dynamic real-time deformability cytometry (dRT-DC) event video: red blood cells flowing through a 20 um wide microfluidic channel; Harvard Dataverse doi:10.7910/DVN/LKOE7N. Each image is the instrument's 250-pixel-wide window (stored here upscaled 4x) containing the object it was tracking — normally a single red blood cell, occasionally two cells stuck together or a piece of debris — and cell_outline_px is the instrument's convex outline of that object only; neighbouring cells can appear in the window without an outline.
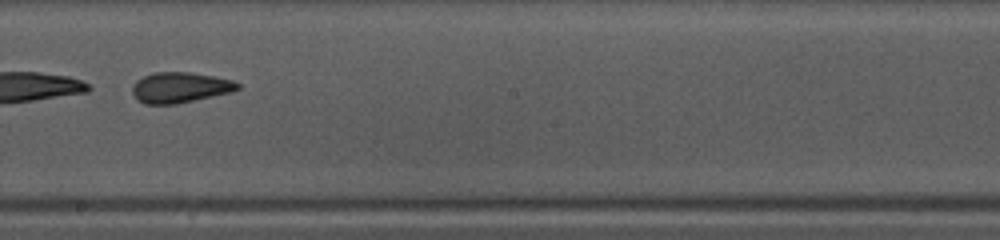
{"species": "common noctule bat (a hibernating species)", "species_latin": "Nyctalus noctula", "temperature_condition": "warm", "stored_images_in_passage": 35, "camera_frame_rate_fps": 3000, "um_per_image_px": 0.085, "animal": {"sex": "female", "body_mass_g": 10.0, "forearm_length_mm": 53.1}, "frame": {"image": 1, "passage_image": 16, "time_ms": 5.0, "image_size_px": [1000, 240], "cell_outline_px": [[240, 88], [232, 92], [176, 104], [144, 104], [132, 92], [132, 88], [136, 80], [152, 72], [188, 72], [212, 76], [232, 80], [240, 84]], "centroid_in_image_um": [15.31, 7.43], "position_along_channel_um": 232.9, "area_um2": 18.61}}
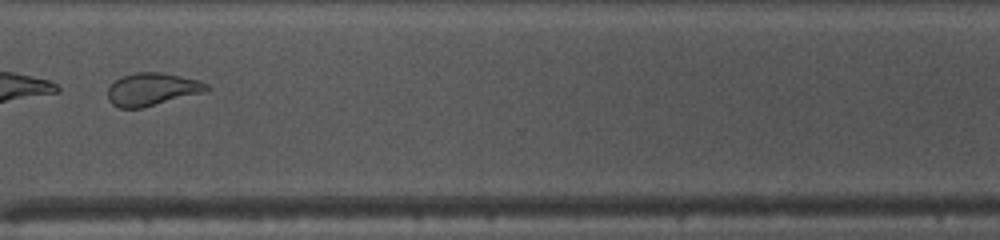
{"frame": {"image": 2, "passage_image": 25, "time_ms": 8.0, "image_size_px": [1000, 240], "cell_outline_px": [[212, 88], [204, 92], [140, 108], [120, 108], [112, 104], [108, 100], [108, 88], [120, 76], [136, 72], [160, 72], [200, 80], [208, 84]], "centroid_in_image_um": [12.93, 7.58], "position_along_channel_um": 357.7, "area_um2": 18.79}, "authors_computed_cell_mechanics": {"area_um2": 19.0162, "velocity_mm_per_s": 4.1701, "shape_relaxation_time_tau1_ms": 7.4578, "shape_relaxation_time_tau2_ms": 1.7685, "deformation_change_tau1": 0.1975, "deformation_change_tau2": 0.0828}}